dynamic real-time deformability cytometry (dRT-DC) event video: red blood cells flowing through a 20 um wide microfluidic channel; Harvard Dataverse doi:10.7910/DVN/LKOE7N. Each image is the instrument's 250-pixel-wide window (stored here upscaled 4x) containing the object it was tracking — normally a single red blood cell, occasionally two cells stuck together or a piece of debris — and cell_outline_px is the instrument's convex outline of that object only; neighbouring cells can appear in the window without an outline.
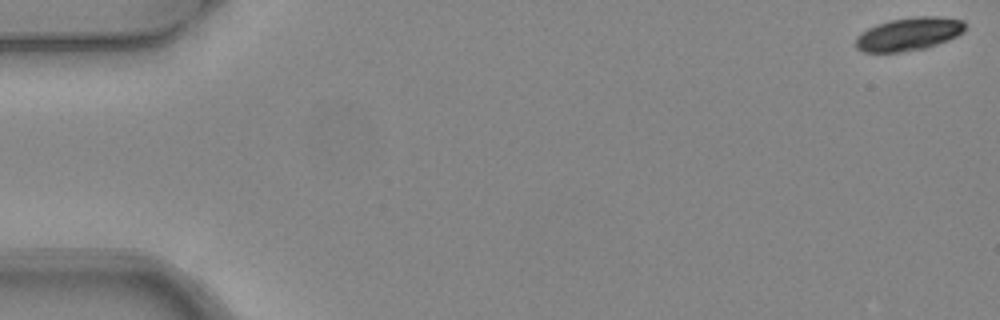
{"species": "common noctule bat (a hibernating species)", "species_latin": "Nyctalus noctula", "temperature_condition": "warm", "stored_images_in_passage": 6, "camera_frame_rate_fps": 3000, "um_per_image_px": 0.085, "animal": {"sex": "female", "body_mass_g": 24.6, "forearm_length_mm": 56.2}, "frame": {"image": 1, "passage_image": 1, "time_ms": 0.0, "image_size_px": [1000, 320], "cell_outline_px": [[964, 32], [948, 40], [924, 48], [900, 52], [864, 52], [856, 48], [856, 36], [860, 32], [876, 24], [892, 20], [916, 16], [936, 16], [964, 20]], "centroid_in_image_um": [77.23, 2.89], "position_along_channel_um": 7.8, "area_um2": 21.04}}
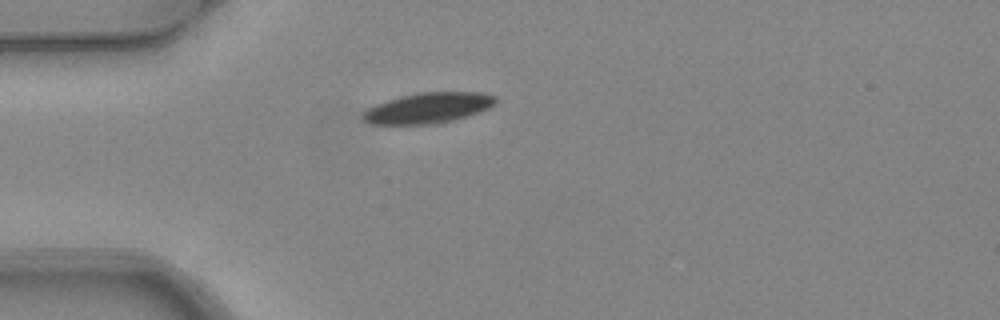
{"frame": {"image": 2, "passage_image": 5, "time_ms": 1.333, "image_size_px": [1000, 320], "cell_outline_px": [[496, 104], [488, 108], [468, 116], [440, 124], [372, 124], [364, 120], [360, 116], [368, 108], [376, 104], [400, 96], [416, 92], [484, 92], [496, 96]], "centroid_in_image_um": [36.42, 9.17], "position_along_channel_um": 48.6, "area_um2": 23.81}}